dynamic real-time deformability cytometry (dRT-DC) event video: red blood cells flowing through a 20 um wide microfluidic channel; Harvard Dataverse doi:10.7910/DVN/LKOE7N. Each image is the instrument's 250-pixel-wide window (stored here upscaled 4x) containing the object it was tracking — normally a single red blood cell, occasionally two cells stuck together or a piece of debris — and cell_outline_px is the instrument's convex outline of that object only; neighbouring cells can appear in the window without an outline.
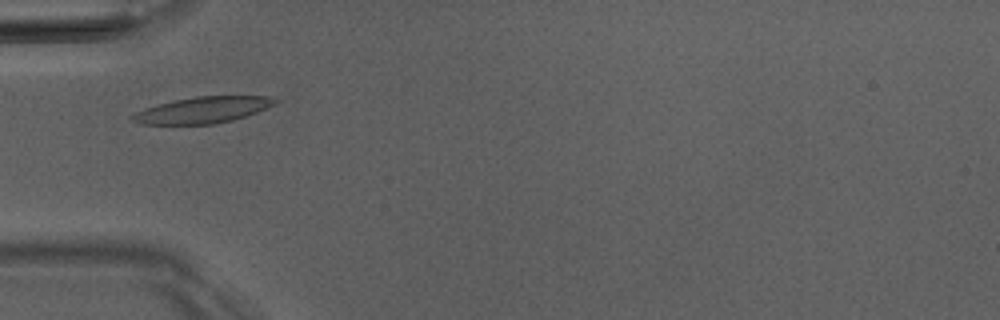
{"species": "Egyptian fruit bat (a non-hibernating species)", "species_latin": "Rousettus aegyptiacus", "temperature_condition": "room temperature", "stored_images_in_passage": 1, "camera_frame_rate_fps": 3000, "um_per_image_px": 0.085, "animal": {"sex": "male"}, "frame": {"image": 1, "passage_image": 1, "time_ms": 0.0, "image_size_px": [1000, 320], "cell_outline_px": [[280, 100], [276, 104], [256, 112], [232, 120], [212, 124], [140, 124], [128, 120], [128, 116], [136, 112], [160, 104], [176, 100], [196, 96], [272, 96]], "centroid_in_image_um": [17.24, 9.35], "position_along_channel_um": 67.8, "area_um2": 21.73}}